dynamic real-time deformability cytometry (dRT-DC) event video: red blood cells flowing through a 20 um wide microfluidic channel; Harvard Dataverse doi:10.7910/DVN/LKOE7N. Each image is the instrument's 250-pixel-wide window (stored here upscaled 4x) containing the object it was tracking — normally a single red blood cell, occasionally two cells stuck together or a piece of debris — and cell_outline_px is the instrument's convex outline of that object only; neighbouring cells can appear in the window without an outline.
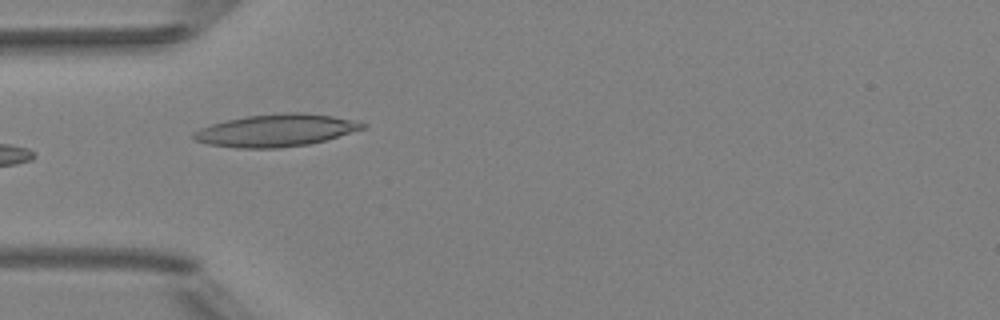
{"species": "Egyptian fruit bat (a non-hibernating species)", "species_latin": "Rousettus aegyptiacus", "temperature_condition": "room temperature", "stored_images_in_passage": 6, "camera_frame_rate_fps": 3000, "um_per_image_px": 0.085, "animal": {"sex": "female"}, "frame": {"image": 1, "passage_image": 3, "time_ms": 2.333, "image_size_px": [1000, 320], "cell_outline_px": [[368, 124], [364, 128], [324, 140], [308, 144], [280, 148], [236, 148], [208, 144], [192, 140], [192, 132], [200, 128], [212, 124], [228, 120], [248, 116], [288, 112], [300, 112], [332, 116], [352, 120]], "centroid_in_image_um": [23.4, 11.09], "position_along_channel_um": 61.6, "area_um2": 31.56}}
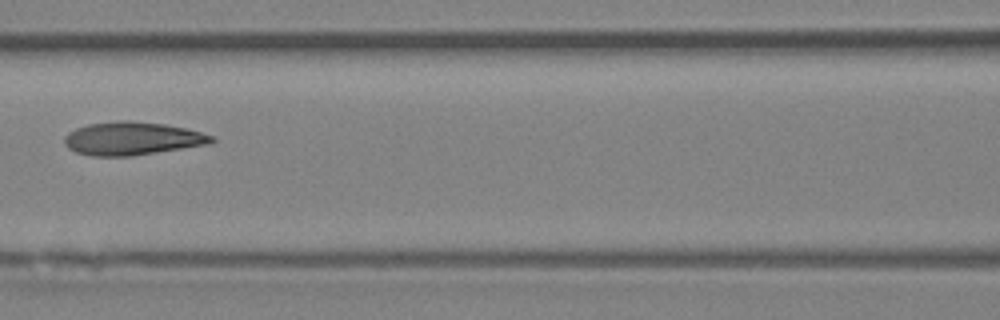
{"frame": {"image": 2, "passage_image": 5, "time_ms": 4.667, "image_size_px": [1000, 320], "cell_outline_px": [[216, 140], [208, 144], [132, 156], [92, 156], [76, 152], [68, 148], [64, 144], [64, 136], [68, 132], [76, 128], [88, 124], [116, 120], [128, 120], [164, 124], [184, 128], [216, 136]], "centroid_in_image_um": [11.21, 11.77], "position_along_channel_um": 155.4, "area_um2": 28.5}}
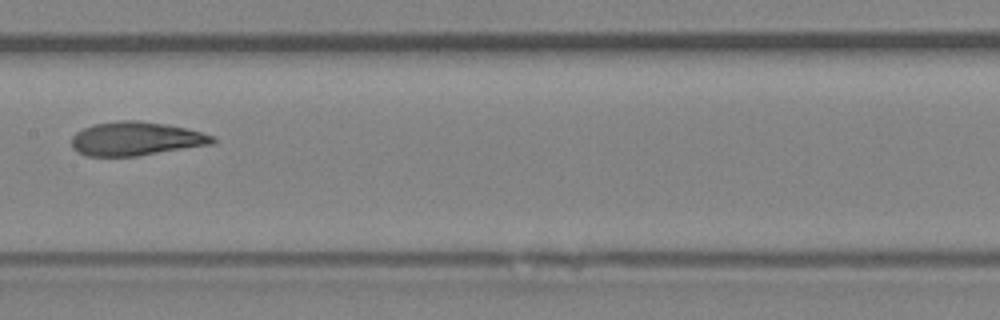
{"frame": {"image": 3, "passage_image": 6, "time_ms": 5.667, "image_size_px": [1000, 320], "cell_outline_px": [[216, 140], [212, 144], [136, 156], [88, 156], [76, 152], [72, 148], [72, 136], [76, 132], [92, 124], [116, 120], [136, 120], [164, 124], [184, 128], [200, 132], [212, 136]], "centroid_in_image_um": [11.49, 11.79], "position_along_channel_um": 195.9, "area_um2": 27.57}}